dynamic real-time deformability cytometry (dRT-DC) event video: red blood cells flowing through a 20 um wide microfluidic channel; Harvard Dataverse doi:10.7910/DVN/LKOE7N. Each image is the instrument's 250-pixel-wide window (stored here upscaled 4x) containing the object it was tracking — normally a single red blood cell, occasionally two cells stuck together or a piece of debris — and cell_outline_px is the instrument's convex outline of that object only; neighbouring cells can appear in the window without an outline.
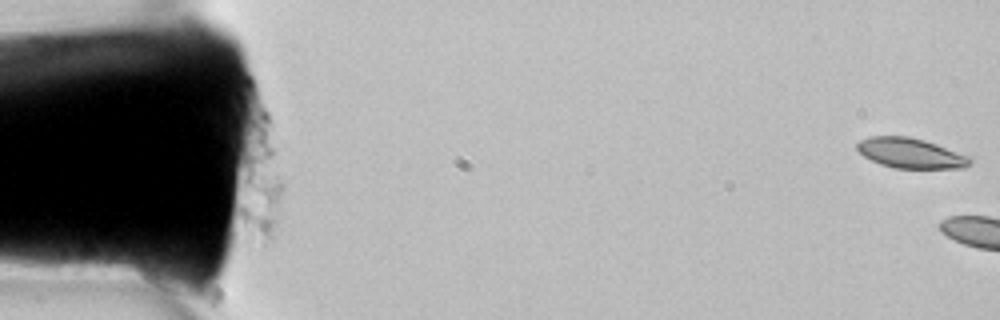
{"species": "common noctule bat (a hibernating species)", "species_latin": "Nyctalus noctula", "temperature_condition": "room temperature", "stored_images_in_passage": 2, "camera_frame_rate_fps": 3000, "um_per_image_px": 0.085, "animal": {"sex": "female", "body_mass_g": 22.7, "forearm_length_mm": 54.2}, "frame": {"image": 1, "passage_image": 1, "time_ms": 0.0, "image_size_px": [1000, 320], "cell_outline_px": [[972, 164], [964, 168], [896, 168], [880, 164], [864, 156], [856, 148], [856, 144], [860, 140], [868, 136], [908, 136], [924, 140], [972, 156]], "centroid_in_image_um": [77.44, 13.01], "position_along_channel_um": 7.6, "area_um2": 19.94}}